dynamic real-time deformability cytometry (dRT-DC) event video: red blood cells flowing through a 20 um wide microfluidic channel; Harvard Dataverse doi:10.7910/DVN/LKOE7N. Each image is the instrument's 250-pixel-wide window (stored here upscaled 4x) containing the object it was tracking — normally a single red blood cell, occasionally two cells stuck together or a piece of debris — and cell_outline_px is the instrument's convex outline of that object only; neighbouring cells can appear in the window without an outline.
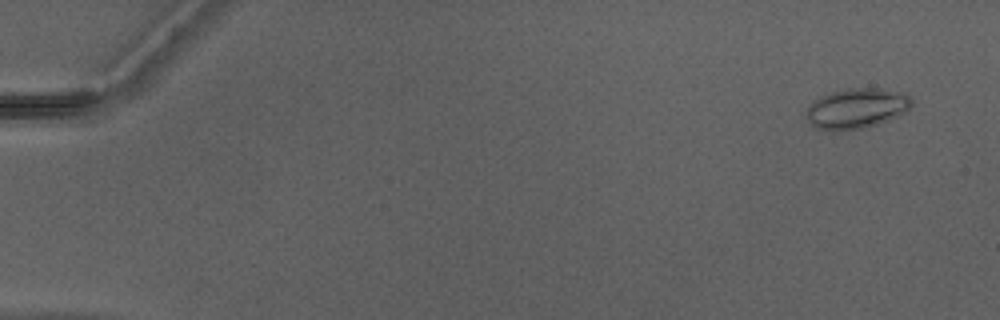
{"species": "Egyptian fruit bat (a non-hibernating species)", "species_latin": "Rousettus aegyptiacus", "temperature_condition": "warm", "stored_images_in_passage": 13, "camera_frame_rate_fps": 3000, "um_per_image_px": 0.085, "animal": {"sex": "male"}, "frame": {"image": 1, "passage_image": 4, "time_ms": 1.0, "image_size_px": [1000, 320], "cell_outline_px": [[912, 104], [904, 112], [888, 120], [876, 124], [860, 128], [816, 128], [804, 116], [804, 112], [808, 104], [820, 96], [832, 92], [848, 88], [884, 88], [904, 92], [912, 100]], "centroid_in_image_um": [72.8, 9.16], "position_along_channel_um": 12.2, "area_um2": 24.28}}